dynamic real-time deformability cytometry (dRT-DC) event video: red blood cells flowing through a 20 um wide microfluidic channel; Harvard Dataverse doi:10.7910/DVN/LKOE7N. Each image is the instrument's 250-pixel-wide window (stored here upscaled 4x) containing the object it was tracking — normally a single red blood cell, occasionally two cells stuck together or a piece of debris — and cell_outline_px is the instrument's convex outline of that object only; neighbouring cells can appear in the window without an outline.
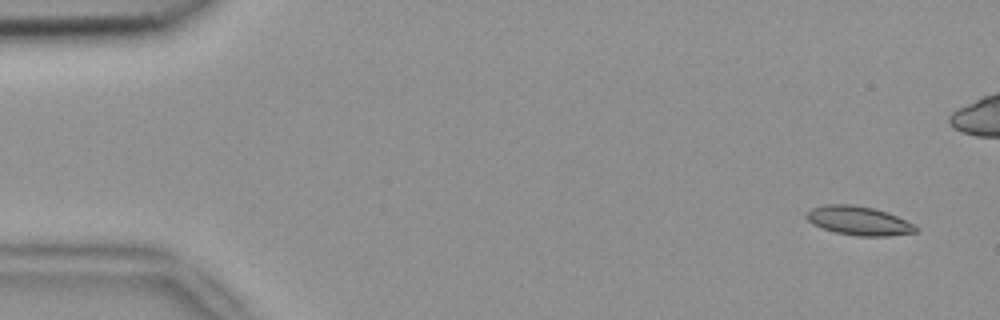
{"species": "common noctule bat (a hibernating species)", "species_latin": "Nyctalus noctula", "temperature_condition": "room temperature", "stored_images_in_passage": 7, "camera_frame_rate_fps": 3000, "um_per_image_px": 0.085, "animal": {"sex": "female", "body_mass_g": 18.4}, "frame": {"image": 1, "passage_image": 1, "time_ms": 0.0, "image_size_px": [1000, 320], "cell_outline_px": [[920, 228], [916, 232], [888, 236], [856, 236], [836, 232], [812, 224], [808, 220], [808, 212], [812, 208], [824, 204], [852, 204], [872, 208], [888, 212], [916, 224]], "centroid_in_image_um": [73.06, 18.76], "position_along_channel_um": 11.9, "area_um2": 18.44}}